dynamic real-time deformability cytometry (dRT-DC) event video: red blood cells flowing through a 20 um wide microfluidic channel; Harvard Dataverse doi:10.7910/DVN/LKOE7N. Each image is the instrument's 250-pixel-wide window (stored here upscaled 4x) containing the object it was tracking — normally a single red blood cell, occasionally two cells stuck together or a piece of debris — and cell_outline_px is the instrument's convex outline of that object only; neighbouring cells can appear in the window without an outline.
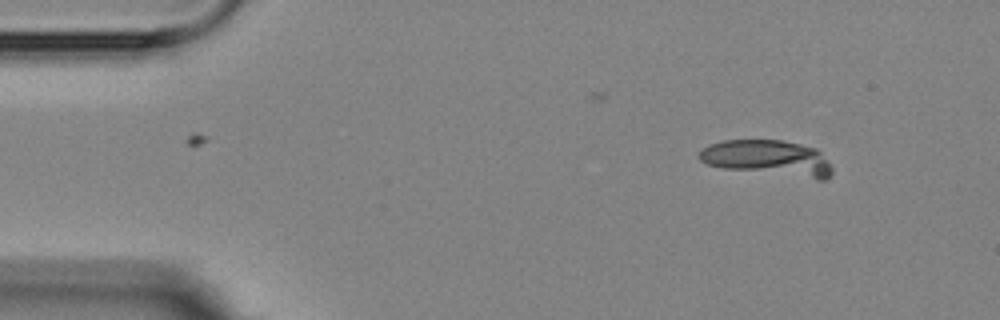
{"species": "Egyptian fruit bat (a non-hibernating species)", "species_latin": "Rousettus aegyptiacus", "temperature_condition": "room temperature", "stored_images_in_passage": 5, "camera_frame_rate_fps": 3000, "um_per_image_px": 0.085, "animal": {"sex": "female"}, "frame": {"image": 1, "passage_image": 1, "time_ms": 0.0, "image_size_px": [1000, 320], "cell_outline_px": [[832, 172], [824, 180], [816, 180], [724, 168], [708, 164], [700, 160], [696, 156], [708, 144], [720, 140], [780, 140], [800, 144], [816, 148], [820, 152], [832, 168]], "centroid_in_image_um": [65.26, 13.44], "position_along_channel_um": 19.7, "area_um2": 27.74}}